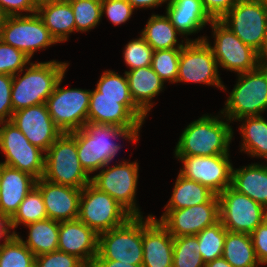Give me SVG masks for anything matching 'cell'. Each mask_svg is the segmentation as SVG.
<instances>
[{"label": "cell", "mask_w": 267, "mask_h": 267, "mask_svg": "<svg viewBox=\"0 0 267 267\" xmlns=\"http://www.w3.org/2000/svg\"><path fill=\"white\" fill-rule=\"evenodd\" d=\"M69 134L76 140L79 162L89 175L110 164L116 157L122 146L114 139L122 138L133 144L138 142L129 130L92 122H87L83 128Z\"/></svg>", "instance_id": "obj_1"}, {"label": "cell", "mask_w": 267, "mask_h": 267, "mask_svg": "<svg viewBox=\"0 0 267 267\" xmlns=\"http://www.w3.org/2000/svg\"><path fill=\"white\" fill-rule=\"evenodd\" d=\"M173 243L174 238L157 217L142 215L143 267H173Z\"/></svg>", "instance_id": "obj_20"}, {"label": "cell", "mask_w": 267, "mask_h": 267, "mask_svg": "<svg viewBox=\"0 0 267 267\" xmlns=\"http://www.w3.org/2000/svg\"><path fill=\"white\" fill-rule=\"evenodd\" d=\"M134 103L148 116L155 102L152 100L164 90V81L151 66L125 71Z\"/></svg>", "instance_id": "obj_25"}, {"label": "cell", "mask_w": 267, "mask_h": 267, "mask_svg": "<svg viewBox=\"0 0 267 267\" xmlns=\"http://www.w3.org/2000/svg\"><path fill=\"white\" fill-rule=\"evenodd\" d=\"M260 64L267 67V40L264 49L260 53Z\"/></svg>", "instance_id": "obj_52"}, {"label": "cell", "mask_w": 267, "mask_h": 267, "mask_svg": "<svg viewBox=\"0 0 267 267\" xmlns=\"http://www.w3.org/2000/svg\"><path fill=\"white\" fill-rule=\"evenodd\" d=\"M75 16V31L87 32L96 28L102 19L101 0L70 1Z\"/></svg>", "instance_id": "obj_37"}, {"label": "cell", "mask_w": 267, "mask_h": 267, "mask_svg": "<svg viewBox=\"0 0 267 267\" xmlns=\"http://www.w3.org/2000/svg\"><path fill=\"white\" fill-rule=\"evenodd\" d=\"M181 49L155 50L151 67L166 83H176Z\"/></svg>", "instance_id": "obj_38"}, {"label": "cell", "mask_w": 267, "mask_h": 267, "mask_svg": "<svg viewBox=\"0 0 267 267\" xmlns=\"http://www.w3.org/2000/svg\"><path fill=\"white\" fill-rule=\"evenodd\" d=\"M146 117L132 98L99 97L96 88L91 90L87 122L118 126L139 140Z\"/></svg>", "instance_id": "obj_11"}, {"label": "cell", "mask_w": 267, "mask_h": 267, "mask_svg": "<svg viewBox=\"0 0 267 267\" xmlns=\"http://www.w3.org/2000/svg\"><path fill=\"white\" fill-rule=\"evenodd\" d=\"M173 238L197 235L220 221L219 199L215 195L209 202L182 209H165L157 219Z\"/></svg>", "instance_id": "obj_18"}, {"label": "cell", "mask_w": 267, "mask_h": 267, "mask_svg": "<svg viewBox=\"0 0 267 267\" xmlns=\"http://www.w3.org/2000/svg\"><path fill=\"white\" fill-rule=\"evenodd\" d=\"M49 219L70 221L78 219L82 189L52 183L43 177L36 180Z\"/></svg>", "instance_id": "obj_21"}, {"label": "cell", "mask_w": 267, "mask_h": 267, "mask_svg": "<svg viewBox=\"0 0 267 267\" xmlns=\"http://www.w3.org/2000/svg\"><path fill=\"white\" fill-rule=\"evenodd\" d=\"M37 14L57 43L68 41L70 34L75 32V16L70 2L38 1Z\"/></svg>", "instance_id": "obj_26"}, {"label": "cell", "mask_w": 267, "mask_h": 267, "mask_svg": "<svg viewBox=\"0 0 267 267\" xmlns=\"http://www.w3.org/2000/svg\"><path fill=\"white\" fill-rule=\"evenodd\" d=\"M255 255L261 266L267 265V216L265 221L250 234Z\"/></svg>", "instance_id": "obj_46"}, {"label": "cell", "mask_w": 267, "mask_h": 267, "mask_svg": "<svg viewBox=\"0 0 267 267\" xmlns=\"http://www.w3.org/2000/svg\"><path fill=\"white\" fill-rule=\"evenodd\" d=\"M10 121L32 145L44 152L63 134L52 120L45 103L13 112Z\"/></svg>", "instance_id": "obj_19"}, {"label": "cell", "mask_w": 267, "mask_h": 267, "mask_svg": "<svg viewBox=\"0 0 267 267\" xmlns=\"http://www.w3.org/2000/svg\"><path fill=\"white\" fill-rule=\"evenodd\" d=\"M231 187L267 209V164L232 168Z\"/></svg>", "instance_id": "obj_27"}, {"label": "cell", "mask_w": 267, "mask_h": 267, "mask_svg": "<svg viewBox=\"0 0 267 267\" xmlns=\"http://www.w3.org/2000/svg\"><path fill=\"white\" fill-rule=\"evenodd\" d=\"M29 229L28 237L23 239L16 235L36 256L58 250L59 222L52 219H45L26 225Z\"/></svg>", "instance_id": "obj_31"}, {"label": "cell", "mask_w": 267, "mask_h": 267, "mask_svg": "<svg viewBox=\"0 0 267 267\" xmlns=\"http://www.w3.org/2000/svg\"><path fill=\"white\" fill-rule=\"evenodd\" d=\"M43 178L56 184L82 189L91 182L79 162L76 140L63 133L45 152Z\"/></svg>", "instance_id": "obj_5"}, {"label": "cell", "mask_w": 267, "mask_h": 267, "mask_svg": "<svg viewBox=\"0 0 267 267\" xmlns=\"http://www.w3.org/2000/svg\"><path fill=\"white\" fill-rule=\"evenodd\" d=\"M53 1H58V2H70V1H73V0H53Z\"/></svg>", "instance_id": "obj_54"}, {"label": "cell", "mask_w": 267, "mask_h": 267, "mask_svg": "<svg viewBox=\"0 0 267 267\" xmlns=\"http://www.w3.org/2000/svg\"><path fill=\"white\" fill-rule=\"evenodd\" d=\"M1 164L27 172L40 179L45 171V152L32 145L11 121L0 122ZM44 154V155H43Z\"/></svg>", "instance_id": "obj_14"}, {"label": "cell", "mask_w": 267, "mask_h": 267, "mask_svg": "<svg viewBox=\"0 0 267 267\" xmlns=\"http://www.w3.org/2000/svg\"><path fill=\"white\" fill-rule=\"evenodd\" d=\"M140 35L154 51L181 49L187 43L186 40L178 41L177 35L181 36V34L172 25L166 13L165 15L152 14Z\"/></svg>", "instance_id": "obj_28"}, {"label": "cell", "mask_w": 267, "mask_h": 267, "mask_svg": "<svg viewBox=\"0 0 267 267\" xmlns=\"http://www.w3.org/2000/svg\"><path fill=\"white\" fill-rule=\"evenodd\" d=\"M123 51L124 62L129 70L151 66L154 50L141 35L130 40Z\"/></svg>", "instance_id": "obj_39"}, {"label": "cell", "mask_w": 267, "mask_h": 267, "mask_svg": "<svg viewBox=\"0 0 267 267\" xmlns=\"http://www.w3.org/2000/svg\"><path fill=\"white\" fill-rule=\"evenodd\" d=\"M237 77V83L220 113L230 122L262 116L267 111V67L260 65L255 70L237 74Z\"/></svg>", "instance_id": "obj_4"}, {"label": "cell", "mask_w": 267, "mask_h": 267, "mask_svg": "<svg viewBox=\"0 0 267 267\" xmlns=\"http://www.w3.org/2000/svg\"><path fill=\"white\" fill-rule=\"evenodd\" d=\"M37 2V0H0V9L5 16L31 15L37 13Z\"/></svg>", "instance_id": "obj_45"}, {"label": "cell", "mask_w": 267, "mask_h": 267, "mask_svg": "<svg viewBox=\"0 0 267 267\" xmlns=\"http://www.w3.org/2000/svg\"><path fill=\"white\" fill-rule=\"evenodd\" d=\"M93 265L95 267H143L142 265H133L113 260H94Z\"/></svg>", "instance_id": "obj_49"}, {"label": "cell", "mask_w": 267, "mask_h": 267, "mask_svg": "<svg viewBox=\"0 0 267 267\" xmlns=\"http://www.w3.org/2000/svg\"><path fill=\"white\" fill-rule=\"evenodd\" d=\"M99 235L79 219L59 222L58 250L93 264L98 254Z\"/></svg>", "instance_id": "obj_22"}, {"label": "cell", "mask_w": 267, "mask_h": 267, "mask_svg": "<svg viewBox=\"0 0 267 267\" xmlns=\"http://www.w3.org/2000/svg\"><path fill=\"white\" fill-rule=\"evenodd\" d=\"M243 122L239 130L242 137L240 152L250 157L267 161V120L262 116L244 117L236 120Z\"/></svg>", "instance_id": "obj_29"}, {"label": "cell", "mask_w": 267, "mask_h": 267, "mask_svg": "<svg viewBox=\"0 0 267 267\" xmlns=\"http://www.w3.org/2000/svg\"><path fill=\"white\" fill-rule=\"evenodd\" d=\"M0 40L24 52L30 59L36 51L57 44L37 13L5 16Z\"/></svg>", "instance_id": "obj_13"}, {"label": "cell", "mask_w": 267, "mask_h": 267, "mask_svg": "<svg viewBox=\"0 0 267 267\" xmlns=\"http://www.w3.org/2000/svg\"><path fill=\"white\" fill-rule=\"evenodd\" d=\"M244 44L259 54L267 40L265 0H238L220 19Z\"/></svg>", "instance_id": "obj_7"}, {"label": "cell", "mask_w": 267, "mask_h": 267, "mask_svg": "<svg viewBox=\"0 0 267 267\" xmlns=\"http://www.w3.org/2000/svg\"><path fill=\"white\" fill-rule=\"evenodd\" d=\"M196 235L174 238L173 267H205Z\"/></svg>", "instance_id": "obj_35"}, {"label": "cell", "mask_w": 267, "mask_h": 267, "mask_svg": "<svg viewBox=\"0 0 267 267\" xmlns=\"http://www.w3.org/2000/svg\"><path fill=\"white\" fill-rule=\"evenodd\" d=\"M11 235L9 219L4 214L0 213V241H6Z\"/></svg>", "instance_id": "obj_50"}, {"label": "cell", "mask_w": 267, "mask_h": 267, "mask_svg": "<svg viewBox=\"0 0 267 267\" xmlns=\"http://www.w3.org/2000/svg\"><path fill=\"white\" fill-rule=\"evenodd\" d=\"M12 82V75L0 74V122L10 121L13 115Z\"/></svg>", "instance_id": "obj_44"}, {"label": "cell", "mask_w": 267, "mask_h": 267, "mask_svg": "<svg viewBox=\"0 0 267 267\" xmlns=\"http://www.w3.org/2000/svg\"><path fill=\"white\" fill-rule=\"evenodd\" d=\"M4 19H5V15L3 14V12L0 9V31H1V27H2Z\"/></svg>", "instance_id": "obj_53"}, {"label": "cell", "mask_w": 267, "mask_h": 267, "mask_svg": "<svg viewBox=\"0 0 267 267\" xmlns=\"http://www.w3.org/2000/svg\"><path fill=\"white\" fill-rule=\"evenodd\" d=\"M69 65L67 62L56 60L36 61V63L31 62L25 69L13 75L11 92L13 112L46 103L57 82L65 76ZM22 73L24 74L21 76Z\"/></svg>", "instance_id": "obj_3"}, {"label": "cell", "mask_w": 267, "mask_h": 267, "mask_svg": "<svg viewBox=\"0 0 267 267\" xmlns=\"http://www.w3.org/2000/svg\"><path fill=\"white\" fill-rule=\"evenodd\" d=\"M133 7V9H153L161 6L163 3H167L168 0H127Z\"/></svg>", "instance_id": "obj_48"}, {"label": "cell", "mask_w": 267, "mask_h": 267, "mask_svg": "<svg viewBox=\"0 0 267 267\" xmlns=\"http://www.w3.org/2000/svg\"><path fill=\"white\" fill-rule=\"evenodd\" d=\"M63 79L64 76L57 82L45 104L55 125L63 133H70L87 123L91 90L62 88Z\"/></svg>", "instance_id": "obj_12"}, {"label": "cell", "mask_w": 267, "mask_h": 267, "mask_svg": "<svg viewBox=\"0 0 267 267\" xmlns=\"http://www.w3.org/2000/svg\"><path fill=\"white\" fill-rule=\"evenodd\" d=\"M217 196L220 222L227 231L251 234L265 221L267 209L231 186Z\"/></svg>", "instance_id": "obj_16"}, {"label": "cell", "mask_w": 267, "mask_h": 267, "mask_svg": "<svg viewBox=\"0 0 267 267\" xmlns=\"http://www.w3.org/2000/svg\"><path fill=\"white\" fill-rule=\"evenodd\" d=\"M44 200L40 190L34 186L20 203L18 210L9 219V226L12 234H17L15 228L20 224L26 226L37 221L47 219Z\"/></svg>", "instance_id": "obj_33"}, {"label": "cell", "mask_w": 267, "mask_h": 267, "mask_svg": "<svg viewBox=\"0 0 267 267\" xmlns=\"http://www.w3.org/2000/svg\"><path fill=\"white\" fill-rule=\"evenodd\" d=\"M132 215L91 182L82 188L78 219L98 235L124 224Z\"/></svg>", "instance_id": "obj_9"}, {"label": "cell", "mask_w": 267, "mask_h": 267, "mask_svg": "<svg viewBox=\"0 0 267 267\" xmlns=\"http://www.w3.org/2000/svg\"><path fill=\"white\" fill-rule=\"evenodd\" d=\"M225 119V120H224ZM231 123L222 113L204 114L182 131L174 149L175 156H214L230 154L234 138Z\"/></svg>", "instance_id": "obj_2"}, {"label": "cell", "mask_w": 267, "mask_h": 267, "mask_svg": "<svg viewBox=\"0 0 267 267\" xmlns=\"http://www.w3.org/2000/svg\"><path fill=\"white\" fill-rule=\"evenodd\" d=\"M94 260H113L142 265V216H131L124 224L99 234Z\"/></svg>", "instance_id": "obj_6"}, {"label": "cell", "mask_w": 267, "mask_h": 267, "mask_svg": "<svg viewBox=\"0 0 267 267\" xmlns=\"http://www.w3.org/2000/svg\"><path fill=\"white\" fill-rule=\"evenodd\" d=\"M136 161L123 159L113 167L107 164L98 174L91 176V183L114 198L132 216H142L136 200L139 178V165Z\"/></svg>", "instance_id": "obj_10"}, {"label": "cell", "mask_w": 267, "mask_h": 267, "mask_svg": "<svg viewBox=\"0 0 267 267\" xmlns=\"http://www.w3.org/2000/svg\"><path fill=\"white\" fill-rule=\"evenodd\" d=\"M99 97L110 98H132L129 90L128 80L115 71L105 70L96 84Z\"/></svg>", "instance_id": "obj_40"}, {"label": "cell", "mask_w": 267, "mask_h": 267, "mask_svg": "<svg viewBox=\"0 0 267 267\" xmlns=\"http://www.w3.org/2000/svg\"><path fill=\"white\" fill-rule=\"evenodd\" d=\"M102 17L105 14L114 25L127 22L134 9L127 0H101Z\"/></svg>", "instance_id": "obj_42"}, {"label": "cell", "mask_w": 267, "mask_h": 267, "mask_svg": "<svg viewBox=\"0 0 267 267\" xmlns=\"http://www.w3.org/2000/svg\"><path fill=\"white\" fill-rule=\"evenodd\" d=\"M175 157L183 164L181 175L208 187L216 195L231 186L233 164L229 154Z\"/></svg>", "instance_id": "obj_17"}, {"label": "cell", "mask_w": 267, "mask_h": 267, "mask_svg": "<svg viewBox=\"0 0 267 267\" xmlns=\"http://www.w3.org/2000/svg\"><path fill=\"white\" fill-rule=\"evenodd\" d=\"M166 15L170 18L172 25L185 37L186 41H202L206 36L196 39L187 38L188 35L196 34L212 19L203 8L201 0H168L166 3Z\"/></svg>", "instance_id": "obj_24"}, {"label": "cell", "mask_w": 267, "mask_h": 267, "mask_svg": "<svg viewBox=\"0 0 267 267\" xmlns=\"http://www.w3.org/2000/svg\"><path fill=\"white\" fill-rule=\"evenodd\" d=\"M0 213L10 219L36 184L31 174L0 163Z\"/></svg>", "instance_id": "obj_23"}, {"label": "cell", "mask_w": 267, "mask_h": 267, "mask_svg": "<svg viewBox=\"0 0 267 267\" xmlns=\"http://www.w3.org/2000/svg\"><path fill=\"white\" fill-rule=\"evenodd\" d=\"M30 60L24 52L0 40V74L13 76L25 69Z\"/></svg>", "instance_id": "obj_41"}, {"label": "cell", "mask_w": 267, "mask_h": 267, "mask_svg": "<svg viewBox=\"0 0 267 267\" xmlns=\"http://www.w3.org/2000/svg\"><path fill=\"white\" fill-rule=\"evenodd\" d=\"M210 45L205 41H187L181 48L178 66L179 83H200L226 90Z\"/></svg>", "instance_id": "obj_15"}, {"label": "cell", "mask_w": 267, "mask_h": 267, "mask_svg": "<svg viewBox=\"0 0 267 267\" xmlns=\"http://www.w3.org/2000/svg\"><path fill=\"white\" fill-rule=\"evenodd\" d=\"M82 267H95L93 264H85Z\"/></svg>", "instance_id": "obj_55"}, {"label": "cell", "mask_w": 267, "mask_h": 267, "mask_svg": "<svg viewBox=\"0 0 267 267\" xmlns=\"http://www.w3.org/2000/svg\"><path fill=\"white\" fill-rule=\"evenodd\" d=\"M214 44L205 37L216 58L218 68L240 74L257 69L260 54L244 44L221 20H212Z\"/></svg>", "instance_id": "obj_8"}, {"label": "cell", "mask_w": 267, "mask_h": 267, "mask_svg": "<svg viewBox=\"0 0 267 267\" xmlns=\"http://www.w3.org/2000/svg\"><path fill=\"white\" fill-rule=\"evenodd\" d=\"M226 233L227 230L219 221L196 235L199 241V254L205 263L222 257Z\"/></svg>", "instance_id": "obj_36"}, {"label": "cell", "mask_w": 267, "mask_h": 267, "mask_svg": "<svg viewBox=\"0 0 267 267\" xmlns=\"http://www.w3.org/2000/svg\"><path fill=\"white\" fill-rule=\"evenodd\" d=\"M222 257L233 267H258L250 234L227 231Z\"/></svg>", "instance_id": "obj_32"}, {"label": "cell", "mask_w": 267, "mask_h": 267, "mask_svg": "<svg viewBox=\"0 0 267 267\" xmlns=\"http://www.w3.org/2000/svg\"><path fill=\"white\" fill-rule=\"evenodd\" d=\"M34 260L35 255L15 234L0 244V267H33Z\"/></svg>", "instance_id": "obj_34"}, {"label": "cell", "mask_w": 267, "mask_h": 267, "mask_svg": "<svg viewBox=\"0 0 267 267\" xmlns=\"http://www.w3.org/2000/svg\"><path fill=\"white\" fill-rule=\"evenodd\" d=\"M238 0H201L206 13L212 20H220Z\"/></svg>", "instance_id": "obj_47"}, {"label": "cell", "mask_w": 267, "mask_h": 267, "mask_svg": "<svg viewBox=\"0 0 267 267\" xmlns=\"http://www.w3.org/2000/svg\"><path fill=\"white\" fill-rule=\"evenodd\" d=\"M215 195L208 187L178 173L171 197L164 209H182L206 203Z\"/></svg>", "instance_id": "obj_30"}, {"label": "cell", "mask_w": 267, "mask_h": 267, "mask_svg": "<svg viewBox=\"0 0 267 267\" xmlns=\"http://www.w3.org/2000/svg\"><path fill=\"white\" fill-rule=\"evenodd\" d=\"M85 265L76 256L59 250L35 257L33 267H82Z\"/></svg>", "instance_id": "obj_43"}, {"label": "cell", "mask_w": 267, "mask_h": 267, "mask_svg": "<svg viewBox=\"0 0 267 267\" xmlns=\"http://www.w3.org/2000/svg\"><path fill=\"white\" fill-rule=\"evenodd\" d=\"M205 267H233L223 257L205 263Z\"/></svg>", "instance_id": "obj_51"}]
</instances>
